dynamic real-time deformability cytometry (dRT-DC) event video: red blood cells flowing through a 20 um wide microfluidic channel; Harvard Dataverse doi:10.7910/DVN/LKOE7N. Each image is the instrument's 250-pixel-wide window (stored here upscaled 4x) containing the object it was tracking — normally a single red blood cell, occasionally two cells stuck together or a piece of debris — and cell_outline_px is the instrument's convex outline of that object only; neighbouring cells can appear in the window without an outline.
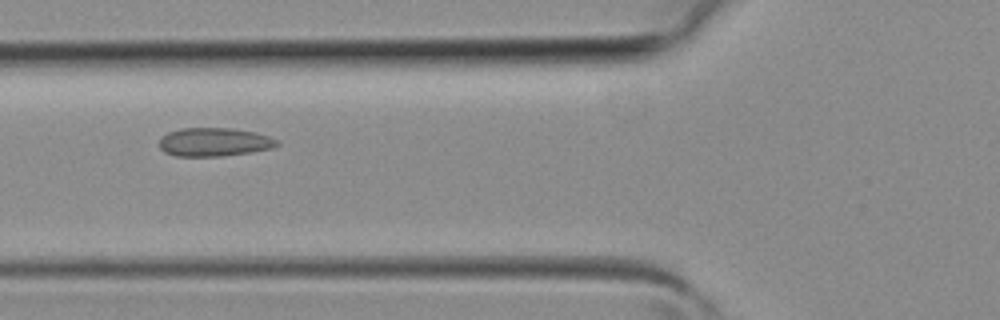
{"species": "common noctule bat (a hibernating species)", "species_latin": "Nyctalus noctula", "temperature_condition": "room temperature", "stored_images_in_passage": 5, "camera_frame_rate_fps": 3000, "um_per_image_px": 0.085, "animal": {"sex": "female", "body_mass_g": 19.3, "forearm_length_mm": 54.1}, "frame": {"image": 1, "passage_image": 5, "time_ms": 1.333, "image_size_px": [1000, 320], "cell_outline_px": [[280, 144], [272, 148], [252, 152], [224, 156], [176, 156], [164, 152], [160, 148], [160, 140], [168, 132], [180, 128], [232, 128], [256, 132], [280, 140]], "centroid_in_image_um": [18.25, 12.07], "position_along_channel_um": 107.6, "area_um2": 19.71}}